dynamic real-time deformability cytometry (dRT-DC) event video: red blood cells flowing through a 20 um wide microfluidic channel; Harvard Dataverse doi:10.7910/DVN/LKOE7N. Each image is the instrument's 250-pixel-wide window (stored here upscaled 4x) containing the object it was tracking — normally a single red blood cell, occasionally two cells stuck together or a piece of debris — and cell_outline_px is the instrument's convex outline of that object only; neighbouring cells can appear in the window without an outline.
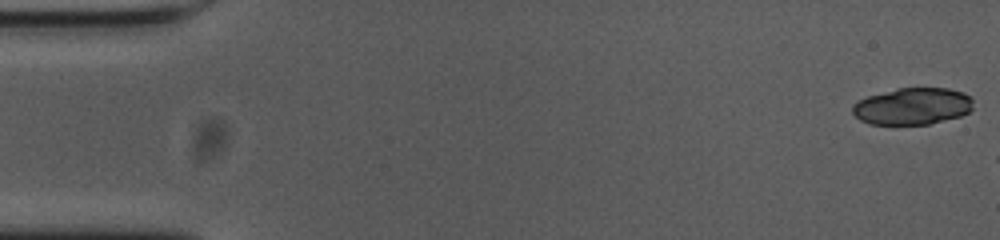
{"species": "common noctule bat (a hibernating species)", "species_latin": "Nyctalus noctula", "temperature_condition": "cold", "stored_images_in_passage": 6, "camera_frame_rate_fps": 3000, "um_per_image_px": 0.085, "animal": {"sex": "female", "body_mass_g": 23.0, "forearm_length_mm": 53.4}, "frame": {"image": 1, "passage_image": 1, "time_ms": 0.0, "image_size_px": [1000, 240], "cell_outline_px": [[972, 108], [968, 112], [960, 116], [928, 124], [868, 124], [860, 120], [852, 112], [852, 104], [868, 96], [900, 88], [948, 88], [964, 92], [972, 100]], "centroid_in_image_um": [77.56, 9.03], "position_along_channel_um": 7.4, "area_um2": 25.72}}